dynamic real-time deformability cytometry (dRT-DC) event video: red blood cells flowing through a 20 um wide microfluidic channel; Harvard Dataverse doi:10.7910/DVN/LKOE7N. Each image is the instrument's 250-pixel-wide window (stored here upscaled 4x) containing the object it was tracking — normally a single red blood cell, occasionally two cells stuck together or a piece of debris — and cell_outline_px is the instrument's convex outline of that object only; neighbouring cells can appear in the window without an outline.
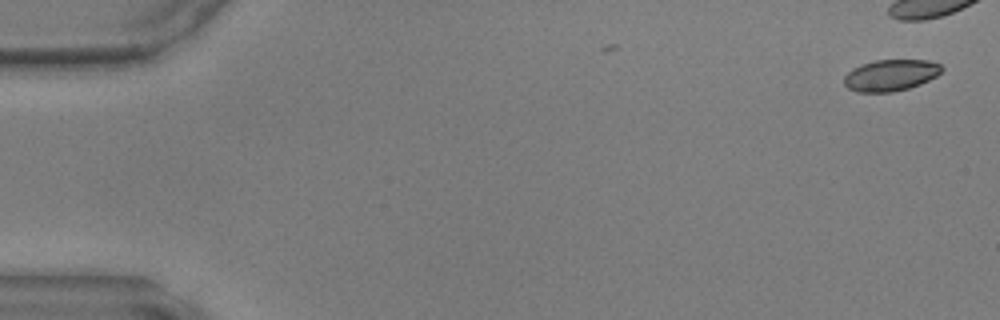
{"species": "common noctule bat (a hibernating species)", "species_latin": "Nyctalus noctula", "temperature_condition": "warm", "stored_images_in_passage": 7, "camera_frame_rate_fps": 3000, "um_per_image_px": 0.085, "animal": {"sex": "male", "body_mass_g": 17.9, "forearm_length_mm": 54.2}, "frame": {"image": 1, "passage_image": 1, "time_ms": 0.0, "image_size_px": [1000, 320], "cell_outline_px": [[944, 68], [936, 76], [920, 84], [908, 88], [892, 92], [856, 92], [848, 88], [844, 84], [844, 76], [852, 68], [860, 64], [876, 60], [928, 60], [940, 64]], "centroid_in_image_um": [75.68, 6.39], "position_along_channel_um": 9.3, "area_um2": 17.92}}